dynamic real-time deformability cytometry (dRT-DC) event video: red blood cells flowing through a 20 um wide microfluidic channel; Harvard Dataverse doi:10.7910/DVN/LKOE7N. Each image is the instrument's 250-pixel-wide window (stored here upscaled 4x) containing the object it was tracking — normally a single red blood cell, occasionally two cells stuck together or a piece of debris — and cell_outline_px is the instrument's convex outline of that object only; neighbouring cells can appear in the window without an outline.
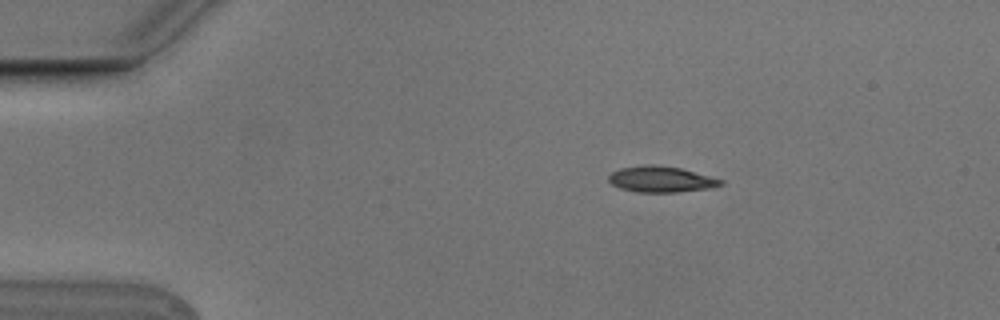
{"species": "Egyptian fruit bat (a non-hibernating species)", "species_latin": "Rousettus aegyptiacus", "temperature_condition": "cold", "stored_images_in_passage": 3, "camera_frame_rate_fps": 3000, "um_per_image_px": 0.085, "animal": {"sex": "male"}, "frame": {"image": 1, "passage_image": 1, "time_ms": 0.0, "image_size_px": [1000, 320], "cell_outline_px": [[724, 184], [708, 188], [676, 192], [636, 192], [620, 188], [612, 184], [608, 180], [608, 176], [612, 172], [620, 168], [644, 164], [656, 164], [680, 168], [724, 180]], "centroid_in_image_um": [56.16, 15.23], "position_along_channel_um": 28.8, "area_um2": 16.94}}
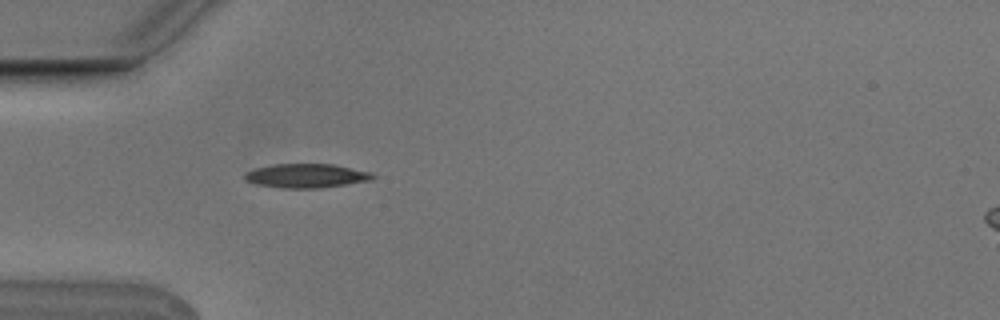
{"frame": {"image": 2, "passage_image": 3, "time_ms": 0.667, "image_size_px": [1000, 320], "cell_outline_px": [[376, 176], [372, 180], [316, 188], [284, 188], [256, 184], [244, 180], [244, 172], [256, 168], [276, 164], [332, 164], [372, 172]], "centroid_in_image_um": [26.02, 14.93], "position_along_channel_um": 59.0, "area_um2": 17.8}}